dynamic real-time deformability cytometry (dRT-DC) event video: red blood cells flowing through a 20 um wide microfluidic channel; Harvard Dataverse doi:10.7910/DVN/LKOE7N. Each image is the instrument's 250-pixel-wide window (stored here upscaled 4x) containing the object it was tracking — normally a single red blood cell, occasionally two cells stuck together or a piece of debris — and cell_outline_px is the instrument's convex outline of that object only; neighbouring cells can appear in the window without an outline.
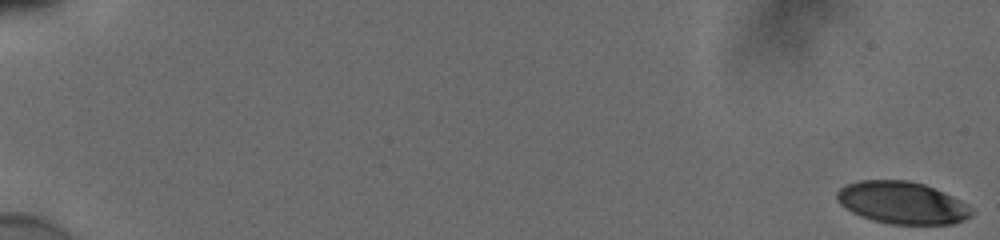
{"species": "human", "species_latin": "Homo sapiens", "temperature_condition": "cold", "stored_images_in_passage": 56, "camera_frame_rate_fps": 3000, "um_per_image_px": 0.085, "donor": {"sex": "male"}, "frame": {"image": 1, "passage_image": 1, "time_ms": 0.0, "image_size_px": [1000, 240], "cell_outline_px": [[976, 212], [972, 216], [964, 220], [952, 224], [892, 224], [872, 220], [860, 216], [844, 208], [836, 200], [836, 192], [840, 188], [848, 184], [860, 180], [908, 180], [924, 184], [944, 192], [968, 204]], "centroid_in_image_um": [76.7, 17.24], "position_along_channel_um": 8.3, "area_um2": 33.41}}
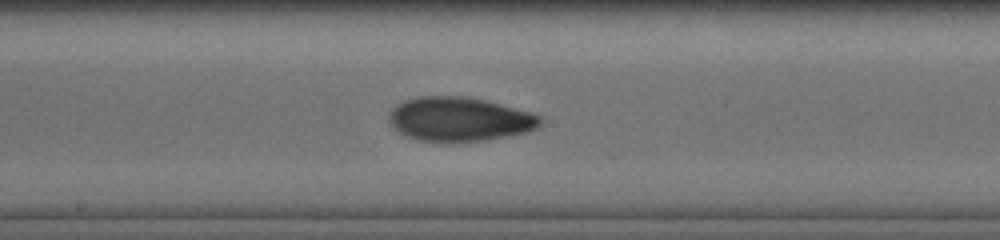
{"frame": {"image": 2, "passage_image": 33, "time_ms": 10.667, "image_size_px": [1000, 240], "cell_outline_px": [[544, 120], [536, 128], [528, 132], [488, 140], [416, 140], [400, 132], [388, 120], [388, 112], [396, 104], [404, 100], [416, 96], [464, 96], [484, 100], [532, 112], [540, 116]], "centroid_in_image_um": [39.06, 10.1], "position_along_channel_um": 209.1, "area_um2": 38.61}}
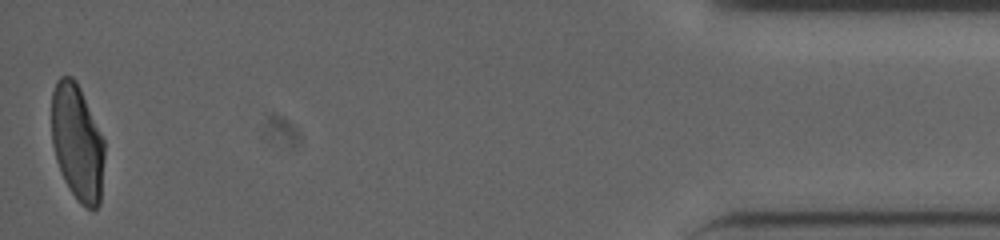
{"frame": {"image": 3, "passage_image": 56, "time_ms": 18.333, "image_size_px": [1000, 240], "cell_outline_px": [[104, 156], [100, 204], [92, 212], [84, 208], [80, 204], [64, 180], [56, 160], [52, 144], [52, 92], [56, 80], [60, 76], [72, 76], [76, 80], [80, 88], [104, 140]], "centroid_in_image_um": [6.57, 12.13], "position_along_channel_um": 428.6, "area_um2": 35.95}, "authors_computed_cell_mechanics": {"area_um2": 36.4429, "velocity_mm_per_s": 3.856, "shape_relaxation_time_tau1_ms": 4.9836, "shape_relaxation_time_tau2_ms": 1.8464, "deformation_change_tau1": 0.1595, "deformation_change_tau2": 0.0655}}